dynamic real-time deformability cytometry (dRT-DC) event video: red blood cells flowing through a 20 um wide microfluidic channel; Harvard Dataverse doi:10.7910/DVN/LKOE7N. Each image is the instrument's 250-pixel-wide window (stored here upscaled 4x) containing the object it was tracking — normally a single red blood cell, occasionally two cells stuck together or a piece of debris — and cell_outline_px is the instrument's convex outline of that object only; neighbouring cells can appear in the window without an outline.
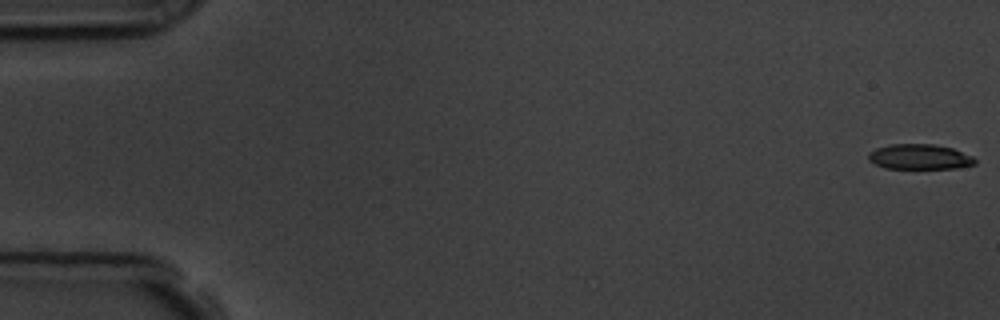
{"species": "common noctule bat (a hibernating species)", "species_latin": "Nyctalus noctula", "temperature_condition": "room temperature", "stored_images_in_passage": 57, "camera_frame_rate_fps": 3000, "um_per_image_px": 0.085, "animal": {"sex": "male", "body_mass_g": 19.5, "forearm_length_mm": 54.6}, "frame": {"image": 1, "passage_image": 1, "time_ms": 0.0, "image_size_px": [1000, 320], "cell_outline_px": [[976, 164], [956, 168], [884, 168], [868, 160], [868, 152], [876, 148], [892, 144], [932, 144], [952, 148], [972, 156], [976, 160]], "centroid_in_image_um": [78.15, 13.33], "position_along_channel_um": 6.9, "area_um2": 15.55}}
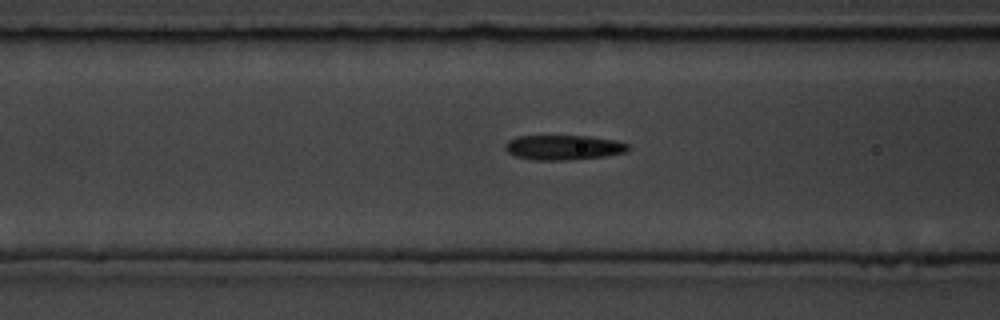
{"frame": {"image": 2, "passage_image": 23, "time_ms": 7.333, "image_size_px": [1000, 320], "cell_outline_px": [[632, 148], [628, 152], [604, 156], [568, 160], [532, 160], [516, 156], [508, 152], [504, 148], [504, 144], [508, 140], [516, 136], [588, 136], [616, 140], [628, 144]], "centroid_in_image_um": [47.91, 12.53], "position_along_channel_um": 118.7, "area_um2": 17.98}}
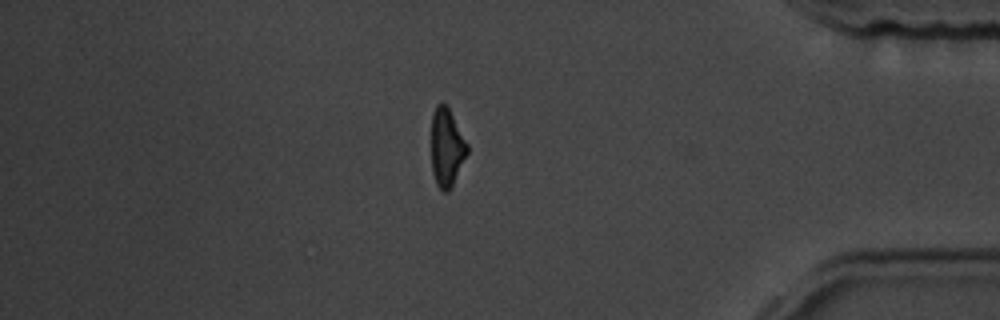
{"frame": {"image": 3, "passage_image": 49, "time_ms": 16.0, "image_size_px": [1000, 320], "cell_outline_px": [[468, 152], [448, 192], [444, 192], [436, 184], [432, 172], [432, 112], [436, 104], [444, 104], [448, 108], [468, 144]], "centroid_in_image_um": [37.96, 12.53], "position_along_channel_um": 397.2, "area_um2": 16.01}, "authors_computed_cell_mechanics": {"area_um2": 17.5712, "velocity_mm_per_s": 3.5957, "shape_relaxation_time_tau1_ms": 5.8206, "shape_relaxation_time_tau2_ms": 3.1636, "deformation_change_tau1": 0.1471, "deformation_change_tau2": 0.1058}}